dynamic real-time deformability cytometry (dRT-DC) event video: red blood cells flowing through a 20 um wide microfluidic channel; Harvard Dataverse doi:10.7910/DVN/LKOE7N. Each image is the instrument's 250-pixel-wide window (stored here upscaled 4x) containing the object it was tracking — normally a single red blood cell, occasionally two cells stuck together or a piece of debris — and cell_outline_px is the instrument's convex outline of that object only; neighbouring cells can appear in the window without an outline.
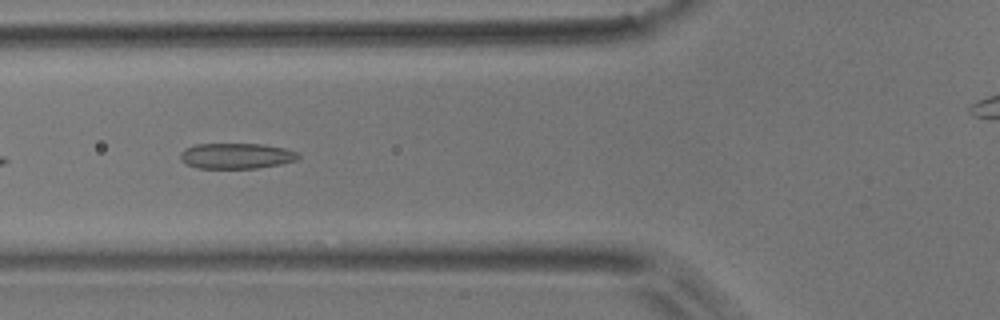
{"species": "common noctule bat (a hibernating species)", "species_latin": "Nyctalus noctula", "temperature_condition": "room temperature", "stored_images_in_passage": 9, "camera_frame_rate_fps": 3000, "um_per_image_px": 0.085, "animal": {"sex": "male", "body_mass_g": 17.9}, "frame": {"image": 1, "passage_image": 5, "time_ms": 6.0, "image_size_px": [1000, 320], "cell_outline_px": [[300, 156], [296, 160], [280, 164], [256, 168], [196, 168], [180, 160], [180, 152], [184, 148], [196, 144], [264, 144], [284, 148], [296, 152]], "centroid_in_image_um": [20.05, 13.25], "position_along_channel_um": 105.7, "area_um2": 17.57}}
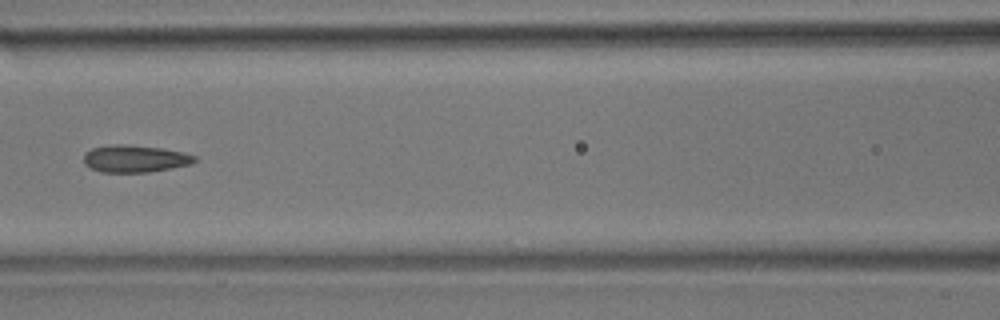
{"frame": {"image": 2, "passage_image": 6, "time_ms": 7.333, "image_size_px": [1000, 320], "cell_outline_px": [[196, 160], [192, 164], [148, 172], [100, 172], [84, 164], [84, 152], [92, 148], [112, 144], [120, 144], [160, 148], [184, 152], [196, 156]], "centroid_in_image_um": [11.45, 13.49], "position_along_channel_um": 155.1, "area_um2": 17.51}}
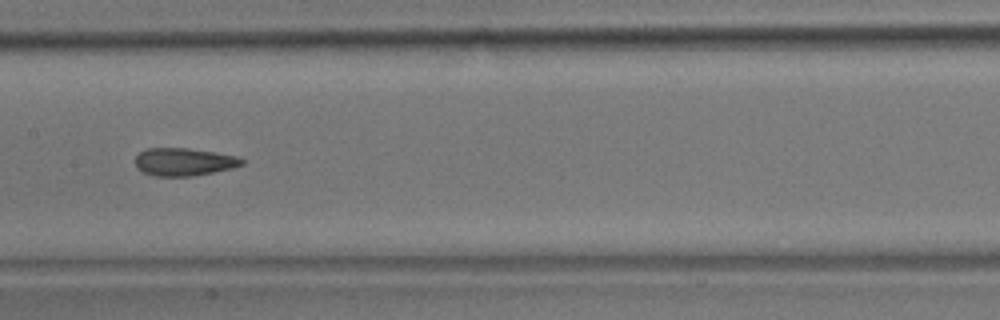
{"frame": {"image": 3, "passage_image": 7, "time_ms": 8.333, "image_size_px": [1000, 320], "cell_outline_px": [[244, 164], [232, 168], [192, 176], [156, 176], [144, 172], [136, 168], [136, 156], [140, 152], [148, 148], [188, 148], [236, 156], [244, 160]], "centroid_in_image_um": [15.62, 13.76], "position_along_channel_um": 191.8, "area_um2": 17.05}}